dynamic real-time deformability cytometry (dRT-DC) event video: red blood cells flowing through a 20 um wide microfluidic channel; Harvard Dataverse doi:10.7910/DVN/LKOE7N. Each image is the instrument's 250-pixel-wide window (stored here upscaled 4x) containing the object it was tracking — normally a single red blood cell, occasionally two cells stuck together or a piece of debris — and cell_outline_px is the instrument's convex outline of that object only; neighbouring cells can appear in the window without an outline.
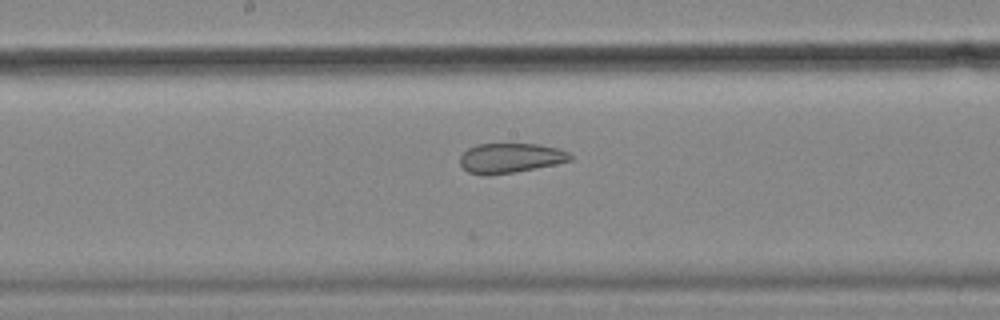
{"species": "common noctule bat (a hibernating species)", "species_latin": "Nyctalus noctula", "temperature_condition": "cold", "stored_images_in_passage": 27, "camera_frame_rate_fps": 3000, "um_per_image_px": 0.085, "animal": {"sex": "female", "body_mass_g": 18.4}, "frame": {"image": 1, "passage_image": 17, "time_ms": 5.333, "image_size_px": [1000, 320], "cell_outline_px": [[572, 160], [512, 172], [468, 172], [460, 164], [460, 156], [468, 148], [476, 144], [540, 144], [560, 148], [568, 152], [572, 156]], "centroid_in_image_um": [43.42, 13.37], "position_along_channel_um": 204.8, "area_um2": 18.32}}
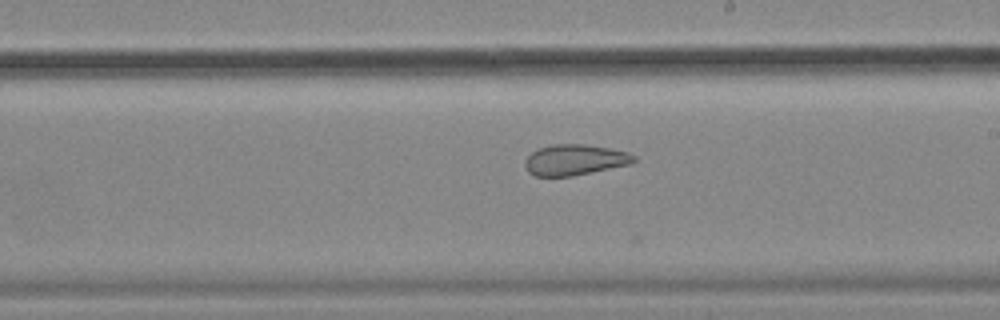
{"frame": {"image": 2, "passage_image": 20, "time_ms": 6.333, "image_size_px": [1000, 320], "cell_outline_px": [[636, 160], [632, 164], [572, 176], [536, 176], [528, 172], [524, 164], [524, 160], [532, 152], [540, 148], [552, 144], [584, 144], [612, 148], [628, 152], [636, 156]], "centroid_in_image_um": [48.88, 13.58], "position_along_channel_um": 240.1, "area_um2": 19.65}}